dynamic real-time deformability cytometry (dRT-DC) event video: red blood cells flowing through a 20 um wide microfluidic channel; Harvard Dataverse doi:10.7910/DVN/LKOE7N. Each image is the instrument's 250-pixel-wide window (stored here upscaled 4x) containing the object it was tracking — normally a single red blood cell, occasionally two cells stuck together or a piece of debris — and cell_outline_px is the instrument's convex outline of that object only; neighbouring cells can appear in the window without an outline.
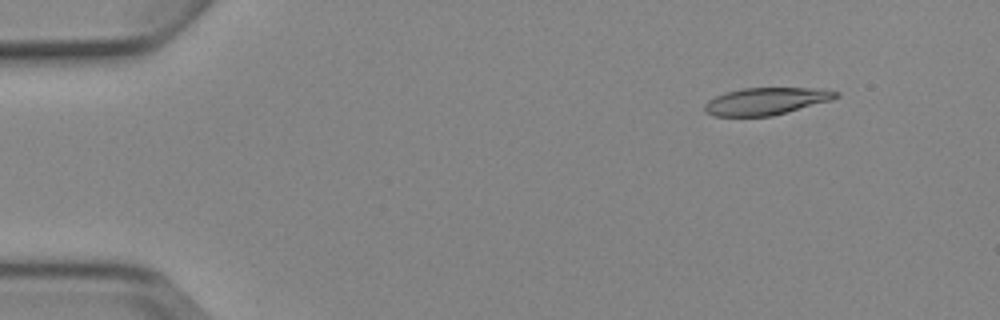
{"species": "Egyptian fruit bat (a non-hibernating species)", "species_latin": "Rousettus aegyptiacus", "temperature_condition": "cold", "stored_images_in_passage": 5, "segment_of_instrument_passage": [1, 2], "camera_frame_rate_fps": 3000, "um_per_image_px": 0.085, "animal": {"sex": "female"}, "frame": {"image": 1, "passage_image": 2, "time_ms": 1.0, "image_size_px": [1000, 320], "cell_outline_px": [[840, 96], [832, 100], [772, 116], [712, 116], [704, 112], [704, 104], [708, 100], [724, 92], [744, 88], [824, 88], [840, 92]], "centroid_in_image_um": [65.13, 8.6], "position_along_channel_um": 19.9, "area_um2": 21.04}}